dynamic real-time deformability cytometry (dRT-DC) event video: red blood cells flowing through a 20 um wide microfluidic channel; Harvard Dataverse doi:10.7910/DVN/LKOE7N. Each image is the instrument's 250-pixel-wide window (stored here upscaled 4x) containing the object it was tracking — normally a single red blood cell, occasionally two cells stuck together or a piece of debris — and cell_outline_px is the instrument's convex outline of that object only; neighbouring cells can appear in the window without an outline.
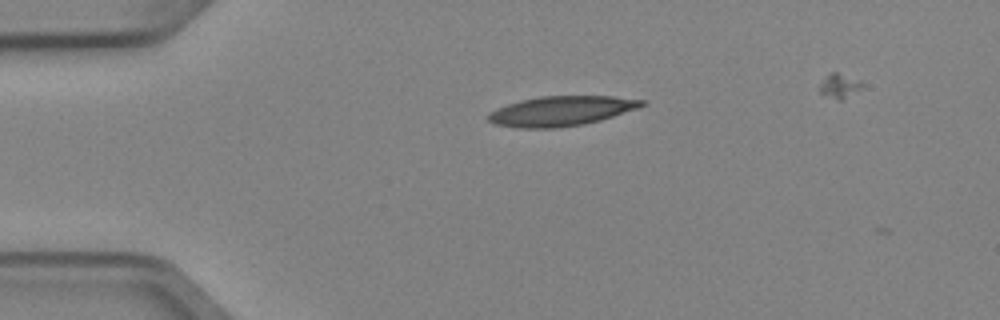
{"species": "Egyptian fruit bat (a non-hibernating species)", "species_latin": "Rousettus aegyptiacus", "temperature_condition": "cold", "stored_images_in_passage": 3, "camera_frame_rate_fps": 3000, "um_per_image_px": 0.085, "animal": {"sex": "female"}, "frame": {"image": 1, "passage_image": 1, "time_ms": 0.0, "image_size_px": [1000, 320], "cell_outline_px": [[648, 104], [640, 108], [600, 120], [584, 124], [556, 128], [520, 128], [496, 124], [488, 120], [484, 116], [496, 108], [520, 100], [540, 96], [612, 96], [644, 100]], "centroid_in_image_um": [47.71, 9.43], "position_along_channel_um": 37.3, "area_um2": 26.82}}